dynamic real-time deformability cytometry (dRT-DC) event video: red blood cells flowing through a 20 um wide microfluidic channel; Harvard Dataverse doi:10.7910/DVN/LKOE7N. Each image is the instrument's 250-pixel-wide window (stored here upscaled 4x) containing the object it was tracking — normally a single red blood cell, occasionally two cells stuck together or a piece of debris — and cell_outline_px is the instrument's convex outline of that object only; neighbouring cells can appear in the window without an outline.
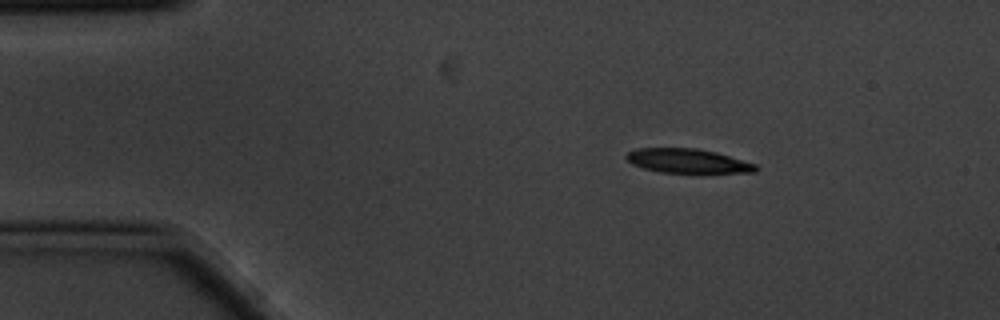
{"species": "common noctule bat (a hibernating species)", "species_latin": "Nyctalus noctula", "temperature_condition": "cold", "stored_images_in_passage": 4, "camera_frame_rate_fps": 3000, "um_per_image_px": 0.085, "animal": {"sex": "male", "body_mass_g": 20.1, "forearm_length_mm": 53.5}, "frame": {"image": 1, "passage_image": 1, "time_ms": 0.0, "image_size_px": [1000, 320], "cell_outline_px": [[760, 168], [756, 172], [660, 172], [644, 168], [632, 164], [624, 156], [628, 152], [636, 148], [696, 148], [716, 152], [756, 164]], "centroid_in_image_um": [58.44, 13.67], "position_along_channel_um": 26.6, "area_um2": 18.09}}